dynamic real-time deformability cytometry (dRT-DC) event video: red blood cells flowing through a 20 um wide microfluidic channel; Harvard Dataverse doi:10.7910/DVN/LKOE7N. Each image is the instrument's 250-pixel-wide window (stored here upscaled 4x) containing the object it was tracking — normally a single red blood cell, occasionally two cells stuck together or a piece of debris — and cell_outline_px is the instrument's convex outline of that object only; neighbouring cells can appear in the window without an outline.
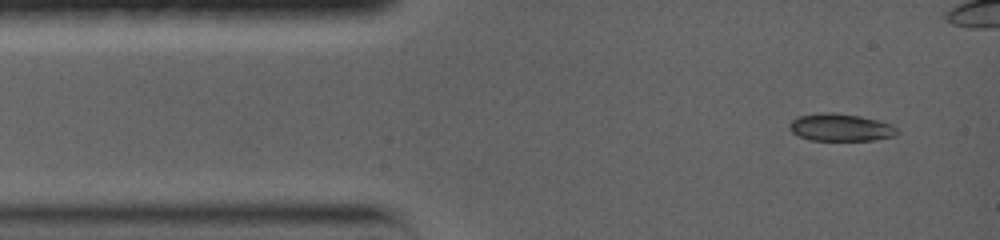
{"species": "common noctule bat (a hibernating species)", "species_latin": "Nyctalus noctula", "temperature_condition": "warm", "stored_images_in_passage": 26, "camera_frame_rate_fps": 5000, "um_per_image_px": 0.085, "animal": {"sex": "female", "body_mass_g": 19.0, "forearm_length_mm": 56.7}, "frame": {"image": 1, "passage_image": 1, "time_ms": 0.0, "image_size_px": [1000, 240], "cell_outline_px": [[900, 132], [892, 136], [872, 140], [808, 140], [792, 132], [788, 128], [788, 124], [796, 116], [824, 112], [832, 112], [860, 116], [892, 124]], "centroid_in_image_um": [71.4, 10.82], "position_along_channel_um": 13.6, "area_um2": 17.22}}
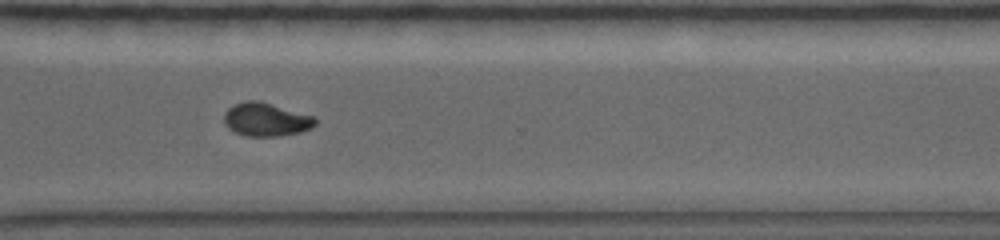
{"frame": {"image": 2, "passage_image": 19, "time_ms": 10.4, "image_size_px": [1000, 240], "cell_outline_px": [[316, 124], [312, 128], [300, 132], [280, 136], [248, 136], [236, 132], [228, 128], [224, 124], [224, 112], [228, 108], [244, 100], [260, 100], [316, 116]], "centroid_in_image_um": [22.64, 10.14], "position_along_channel_um": 348.0, "area_um2": 18.03}}
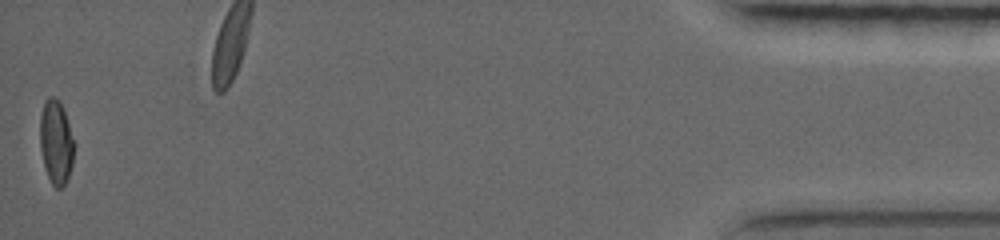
{"frame": {"image": 3, "passage_image": 26, "time_ms": 16.2, "image_size_px": [1000, 240], "cell_outline_px": [[76, 144], [72, 164], [68, 176], [64, 184], [60, 188], [56, 188], [52, 184], [44, 168], [40, 148], [40, 116], [44, 100], [48, 96], [56, 96], [60, 100], [64, 108]], "centroid_in_image_um": [4.77, 12.02], "position_along_channel_um": 430.4, "area_um2": 17.22}}